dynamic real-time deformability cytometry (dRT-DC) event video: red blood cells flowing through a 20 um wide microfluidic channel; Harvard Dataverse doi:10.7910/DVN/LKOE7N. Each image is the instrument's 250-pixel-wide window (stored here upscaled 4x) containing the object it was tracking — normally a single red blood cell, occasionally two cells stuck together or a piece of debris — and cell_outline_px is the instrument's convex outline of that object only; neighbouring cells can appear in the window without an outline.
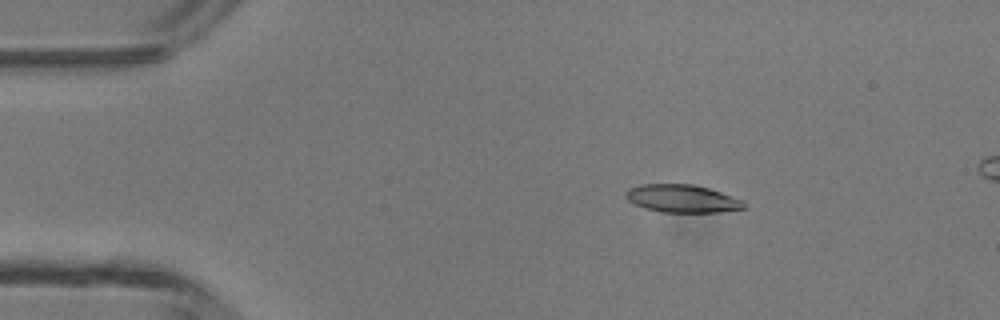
{"species": "common noctule bat (a hibernating species)", "species_latin": "Nyctalus noctula", "temperature_condition": "room temperature", "stored_images_in_passage": 4, "segment_of_instrument_passage": [1, 2], "camera_frame_rate_fps": 3000, "um_per_image_px": 0.085, "animal": {"sex": "male", "body_mass_g": 13.3}, "frame": {"image": 1, "passage_image": 1, "time_ms": 0.0, "image_size_px": [1000, 320], "cell_outline_px": [[744, 208], [716, 212], [660, 212], [644, 208], [628, 200], [628, 188], [640, 184], [692, 184], [708, 188], [744, 200]], "centroid_in_image_um": [57.99, 16.87], "position_along_channel_um": 27.0, "area_um2": 18.9}}